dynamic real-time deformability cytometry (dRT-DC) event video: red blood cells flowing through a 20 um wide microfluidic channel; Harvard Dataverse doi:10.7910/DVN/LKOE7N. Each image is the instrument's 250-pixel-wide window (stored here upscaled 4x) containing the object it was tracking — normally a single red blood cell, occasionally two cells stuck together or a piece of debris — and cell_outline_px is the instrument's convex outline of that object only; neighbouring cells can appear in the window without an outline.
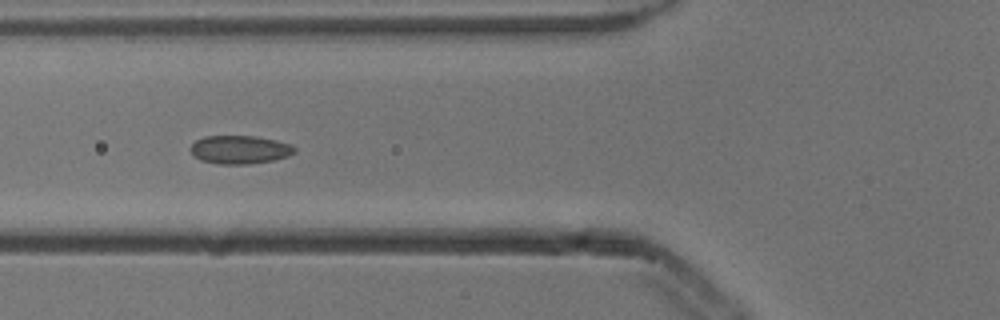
{"species": "common noctule bat (a hibernating species)", "species_latin": "Nyctalus noctula", "temperature_condition": "cold", "stored_images_in_passage": 4, "camera_frame_rate_fps": 3000, "um_per_image_px": 0.085, "animal": {"sex": "male", "body_mass_g": 13.3}, "frame": {"image": 1, "passage_image": 2, "time_ms": 0.333, "image_size_px": [1000, 320], "cell_outline_px": [[296, 152], [288, 156], [272, 160], [248, 164], [216, 164], [200, 160], [192, 156], [188, 148], [196, 140], [204, 136], [256, 136], [276, 140], [292, 144], [296, 148]], "centroid_in_image_um": [20.35, 12.72], "position_along_channel_um": 105.5, "area_um2": 17.46}}
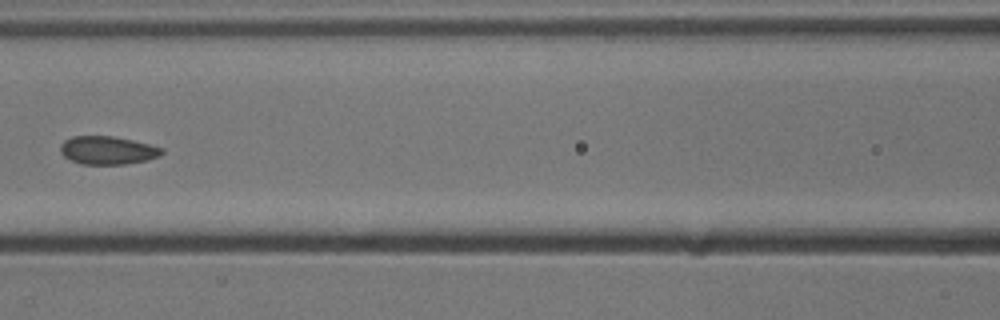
{"frame": {"image": 2, "passage_image": 3, "time_ms": 0.667, "image_size_px": [1000, 320], "cell_outline_px": [[164, 152], [160, 156], [148, 160], [124, 164], [80, 164], [64, 156], [60, 152], [60, 144], [64, 140], [72, 136], [112, 136], [132, 140], [164, 148]], "centroid_in_image_um": [9.15, 12.77], "position_along_channel_um": 157.5, "area_um2": 16.7}}
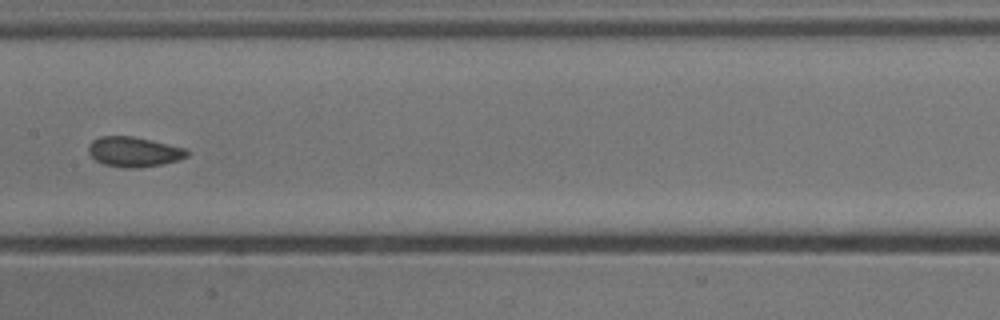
{"frame": {"image": 3, "passage_image": 4, "time_ms": 1.0, "image_size_px": [1000, 320], "cell_outline_px": [[188, 156], [176, 160], [160, 164], [140, 168], [124, 168], [104, 164], [96, 160], [88, 152], [88, 144], [92, 140], [100, 136], [132, 136], [152, 140], [184, 148], [188, 152]], "centroid_in_image_um": [11.33, 12.9], "position_along_channel_um": 196.1, "area_um2": 17.11}}